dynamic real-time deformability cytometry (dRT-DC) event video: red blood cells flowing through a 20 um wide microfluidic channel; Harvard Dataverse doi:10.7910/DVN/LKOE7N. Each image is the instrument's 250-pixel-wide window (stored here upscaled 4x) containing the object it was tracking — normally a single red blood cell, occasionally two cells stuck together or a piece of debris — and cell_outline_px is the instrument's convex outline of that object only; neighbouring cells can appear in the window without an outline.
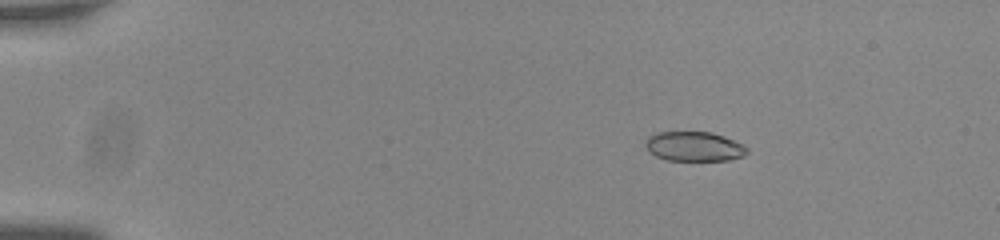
{"species": "common noctule bat (a hibernating species)", "species_latin": "Nyctalus noctula", "temperature_condition": "room temperature", "stored_images_in_passage": 55, "camera_frame_rate_fps": 3000, "um_per_image_px": 0.085, "animal": {"sex": "male", "body_mass_g": 20.0, "forearm_length_mm": 53.3}, "frame": {"image": 1, "passage_image": 9, "time_ms": 2.667, "image_size_px": [1000, 240], "cell_outline_px": [[748, 152], [744, 156], [728, 160], [668, 160], [656, 156], [644, 144], [648, 136], [656, 132], [712, 132], [724, 136], [744, 144], [748, 148]], "centroid_in_image_um": [59.04, 12.44], "position_along_channel_um": 26.0, "area_um2": 17.51}}
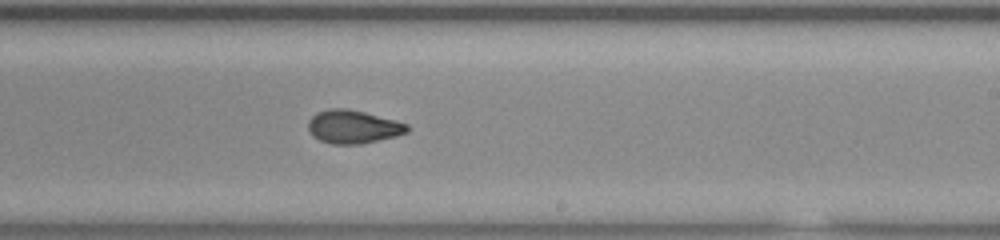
{"frame": {"image": 2, "passage_image": 35, "time_ms": 11.333, "image_size_px": [1000, 240], "cell_outline_px": [[408, 132], [396, 136], [360, 144], [332, 144], [320, 140], [312, 136], [308, 128], [308, 120], [316, 112], [328, 108], [348, 108], [396, 120], [408, 124]], "centroid_in_image_um": [29.99, 10.76], "position_along_channel_um": 259.0, "area_um2": 19.31}}
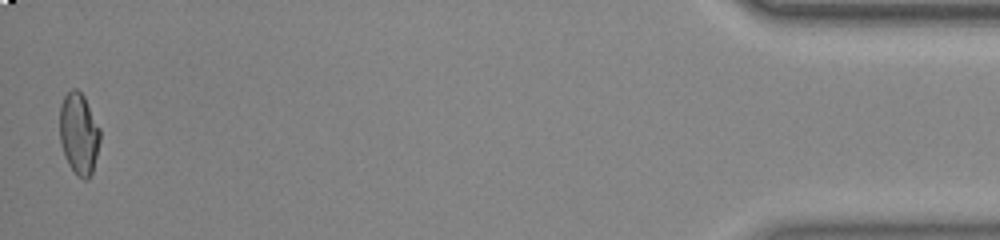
{"frame": {"image": 3, "passage_image": 55, "time_ms": 18.0, "image_size_px": [1000, 240], "cell_outline_px": [[100, 140], [92, 172], [88, 180], [84, 180], [76, 176], [68, 164], [64, 156], [60, 140], [60, 104], [64, 96], [72, 88], [76, 88], [84, 96], [100, 128]], "centroid_in_image_um": [6.7, 11.38], "position_along_channel_um": 428.5, "area_um2": 19.31}, "authors_computed_cell_mechanics": {"area_um2": 18.9584, "velocity_mm_per_s": 3.7636, "shape_relaxation_time_tau1_ms": 9.426, "shape_relaxation_time_tau2_ms": 1.93, "deformation_change_tau1": 0.2134, "deformation_change_tau2": 0.0602}}